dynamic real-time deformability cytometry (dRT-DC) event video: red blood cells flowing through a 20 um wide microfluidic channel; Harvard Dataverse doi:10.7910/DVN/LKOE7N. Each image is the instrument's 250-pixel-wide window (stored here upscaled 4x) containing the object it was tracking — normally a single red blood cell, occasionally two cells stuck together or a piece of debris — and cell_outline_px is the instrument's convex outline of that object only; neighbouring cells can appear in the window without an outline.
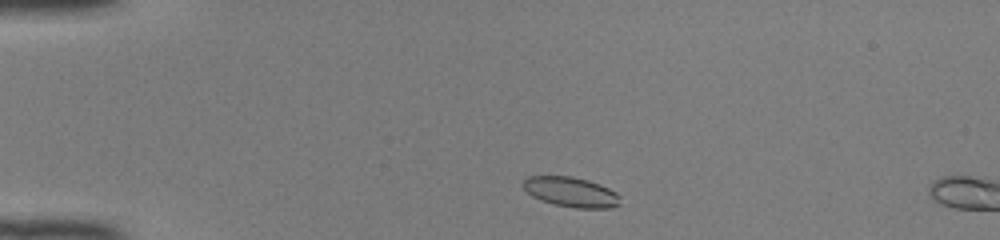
{"species": "common noctule bat (a hibernating species)", "species_latin": "Nyctalus noctula", "temperature_condition": "room temperature", "stored_images_in_passage": 5, "camera_frame_rate_fps": 3000, "um_per_image_px": 0.085, "animal": {"sex": "female", "body_mass_g": 22.0, "forearm_length_mm": 56.7}, "frame": {"image": 1, "passage_image": 3, "time_ms": 0.667, "image_size_px": [1000, 240], "cell_outline_px": [[620, 204], [612, 208], [576, 208], [556, 204], [540, 200], [532, 196], [520, 184], [528, 176], [572, 176], [588, 180], [600, 184], [616, 192], [620, 196]], "centroid_in_image_um": [48.54, 16.31], "position_along_channel_um": 36.5, "area_um2": 16.99}}